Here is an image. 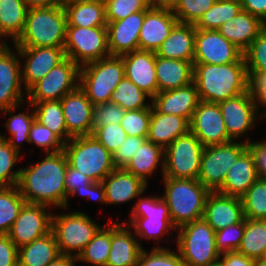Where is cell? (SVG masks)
<instances>
[{
	"instance_id": "obj_1",
	"label": "cell",
	"mask_w": 266,
	"mask_h": 266,
	"mask_svg": "<svg viewBox=\"0 0 266 266\" xmlns=\"http://www.w3.org/2000/svg\"><path fill=\"white\" fill-rule=\"evenodd\" d=\"M68 161L62 151L46 153L37 164L20 168L18 188L26 203L63 209L67 204L65 173Z\"/></svg>"
},
{
	"instance_id": "obj_2",
	"label": "cell",
	"mask_w": 266,
	"mask_h": 266,
	"mask_svg": "<svg viewBox=\"0 0 266 266\" xmlns=\"http://www.w3.org/2000/svg\"><path fill=\"white\" fill-rule=\"evenodd\" d=\"M193 83L199 99L219 103L250 89L245 61L229 64L193 63Z\"/></svg>"
},
{
	"instance_id": "obj_3",
	"label": "cell",
	"mask_w": 266,
	"mask_h": 266,
	"mask_svg": "<svg viewBox=\"0 0 266 266\" xmlns=\"http://www.w3.org/2000/svg\"><path fill=\"white\" fill-rule=\"evenodd\" d=\"M66 26L62 6L29 8L24 30L13 46L64 48Z\"/></svg>"
},
{
	"instance_id": "obj_4",
	"label": "cell",
	"mask_w": 266,
	"mask_h": 266,
	"mask_svg": "<svg viewBox=\"0 0 266 266\" xmlns=\"http://www.w3.org/2000/svg\"><path fill=\"white\" fill-rule=\"evenodd\" d=\"M163 180L165 192L161 197L167 203L176 228L203 218L210 191L198 179L163 177Z\"/></svg>"
},
{
	"instance_id": "obj_5",
	"label": "cell",
	"mask_w": 266,
	"mask_h": 266,
	"mask_svg": "<svg viewBox=\"0 0 266 266\" xmlns=\"http://www.w3.org/2000/svg\"><path fill=\"white\" fill-rule=\"evenodd\" d=\"M63 152L70 167L99 184L115 169L112 154L93 135L71 138Z\"/></svg>"
},
{
	"instance_id": "obj_6",
	"label": "cell",
	"mask_w": 266,
	"mask_h": 266,
	"mask_svg": "<svg viewBox=\"0 0 266 266\" xmlns=\"http://www.w3.org/2000/svg\"><path fill=\"white\" fill-rule=\"evenodd\" d=\"M125 77L120 56H109L80 67L79 87L93 105L110 102L111 95Z\"/></svg>"
},
{
	"instance_id": "obj_7",
	"label": "cell",
	"mask_w": 266,
	"mask_h": 266,
	"mask_svg": "<svg viewBox=\"0 0 266 266\" xmlns=\"http://www.w3.org/2000/svg\"><path fill=\"white\" fill-rule=\"evenodd\" d=\"M176 230L177 250L185 266H209L218 262L215 231L203 218Z\"/></svg>"
},
{
	"instance_id": "obj_8",
	"label": "cell",
	"mask_w": 266,
	"mask_h": 266,
	"mask_svg": "<svg viewBox=\"0 0 266 266\" xmlns=\"http://www.w3.org/2000/svg\"><path fill=\"white\" fill-rule=\"evenodd\" d=\"M145 191L138 197V201L133 205L130 211L129 222H125L132 227L136 237L146 240H156L177 229L173 224L169 213L167 203L161 196L141 197ZM129 223V224H128Z\"/></svg>"
},
{
	"instance_id": "obj_9",
	"label": "cell",
	"mask_w": 266,
	"mask_h": 266,
	"mask_svg": "<svg viewBox=\"0 0 266 266\" xmlns=\"http://www.w3.org/2000/svg\"><path fill=\"white\" fill-rule=\"evenodd\" d=\"M101 227L80 211L52 215L51 231L61 255L77 258Z\"/></svg>"
},
{
	"instance_id": "obj_10",
	"label": "cell",
	"mask_w": 266,
	"mask_h": 266,
	"mask_svg": "<svg viewBox=\"0 0 266 266\" xmlns=\"http://www.w3.org/2000/svg\"><path fill=\"white\" fill-rule=\"evenodd\" d=\"M240 141L204 147L197 179L210 192H216L223 185L229 169L251 142L249 137Z\"/></svg>"
},
{
	"instance_id": "obj_11",
	"label": "cell",
	"mask_w": 266,
	"mask_h": 266,
	"mask_svg": "<svg viewBox=\"0 0 266 266\" xmlns=\"http://www.w3.org/2000/svg\"><path fill=\"white\" fill-rule=\"evenodd\" d=\"M64 50L66 58H70L79 67L111 56L107 27L66 26Z\"/></svg>"
},
{
	"instance_id": "obj_12",
	"label": "cell",
	"mask_w": 266,
	"mask_h": 266,
	"mask_svg": "<svg viewBox=\"0 0 266 266\" xmlns=\"http://www.w3.org/2000/svg\"><path fill=\"white\" fill-rule=\"evenodd\" d=\"M204 146L189 130L164 149L163 177L197 179Z\"/></svg>"
},
{
	"instance_id": "obj_13",
	"label": "cell",
	"mask_w": 266,
	"mask_h": 266,
	"mask_svg": "<svg viewBox=\"0 0 266 266\" xmlns=\"http://www.w3.org/2000/svg\"><path fill=\"white\" fill-rule=\"evenodd\" d=\"M79 73L80 67L66 58L27 91L28 102L61 100L79 86Z\"/></svg>"
},
{
	"instance_id": "obj_14",
	"label": "cell",
	"mask_w": 266,
	"mask_h": 266,
	"mask_svg": "<svg viewBox=\"0 0 266 266\" xmlns=\"http://www.w3.org/2000/svg\"><path fill=\"white\" fill-rule=\"evenodd\" d=\"M218 104L228 136L232 141L245 137L246 133L255 126L256 120L259 117L263 118L264 112L260 111L251 89Z\"/></svg>"
},
{
	"instance_id": "obj_15",
	"label": "cell",
	"mask_w": 266,
	"mask_h": 266,
	"mask_svg": "<svg viewBox=\"0 0 266 266\" xmlns=\"http://www.w3.org/2000/svg\"><path fill=\"white\" fill-rule=\"evenodd\" d=\"M50 208L43 204L23 205L8 233L18 249L51 232L53 214Z\"/></svg>"
},
{
	"instance_id": "obj_16",
	"label": "cell",
	"mask_w": 266,
	"mask_h": 266,
	"mask_svg": "<svg viewBox=\"0 0 266 266\" xmlns=\"http://www.w3.org/2000/svg\"><path fill=\"white\" fill-rule=\"evenodd\" d=\"M193 63L229 64L245 61L243 51L218 30L196 29Z\"/></svg>"
},
{
	"instance_id": "obj_17",
	"label": "cell",
	"mask_w": 266,
	"mask_h": 266,
	"mask_svg": "<svg viewBox=\"0 0 266 266\" xmlns=\"http://www.w3.org/2000/svg\"><path fill=\"white\" fill-rule=\"evenodd\" d=\"M190 131L204 147L231 142L218 103L199 101L189 122Z\"/></svg>"
},
{
	"instance_id": "obj_18",
	"label": "cell",
	"mask_w": 266,
	"mask_h": 266,
	"mask_svg": "<svg viewBox=\"0 0 266 266\" xmlns=\"http://www.w3.org/2000/svg\"><path fill=\"white\" fill-rule=\"evenodd\" d=\"M25 59L21 64L22 84L26 92L48 72L66 59L60 47H13Z\"/></svg>"
},
{
	"instance_id": "obj_19",
	"label": "cell",
	"mask_w": 266,
	"mask_h": 266,
	"mask_svg": "<svg viewBox=\"0 0 266 266\" xmlns=\"http://www.w3.org/2000/svg\"><path fill=\"white\" fill-rule=\"evenodd\" d=\"M15 50L8 45L0 53V111L23 104L27 96L23 94L27 92L22 86V59Z\"/></svg>"
},
{
	"instance_id": "obj_20",
	"label": "cell",
	"mask_w": 266,
	"mask_h": 266,
	"mask_svg": "<svg viewBox=\"0 0 266 266\" xmlns=\"http://www.w3.org/2000/svg\"><path fill=\"white\" fill-rule=\"evenodd\" d=\"M177 22L170 6L152 3L145 10L139 33V50L156 52Z\"/></svg>"
},
{
	"instance_id": "obj_21",
	"label": "cell",
	"mask_w": 266,
	"mask_h": 266,
	"mask_svg": "<svg viewBox=\"0 0 266 266\" xmlns=\"http://www.w3.org/2000/svg\"><path fill=\"white\" fill-rule=\"evenodd\" d=\"M147 184L124 168H115L100 183V202L120 205L133 201L147 189Z\"/></svg>"
},
{
	"instance_id": "obj_22",
	"label": "cell",
	"mask_w": 266,
	"mask_h": 266,
	"mask_svg": "<svg viewBox=\"0 0 266 266\" xmlns=\"http://www.w3.org/2000/svg\"><path fill=\"white\" fill-rule=\"evenodd\" d=\"M68 134L73 137L93 134L92 107L85 92L78 86L61 100Z\"/></svg>"
},
{
	"instance_id": "obj_23",
	"label": "cell",
	"mask_w": 266,
	"mask_h": 266,
	"mask_svg": "<svg viewBox=\"0 0 266 266\" xmlns=\"http://www.w3.org/2000/svg\"><path fill=\"white\" fill-rule=\"evenodd\" d=\"M203 219L216 232L245 219L240 197L210 192L205 201Z\"/></svg>"
},
{
	"instance_id": "obj_24",
	"label": "cell",
	"mask_w": 266,
	"mask_h": 266,
	"mask_svg": "<svg viewBox=\"0 0 266 266\" xmlns=\"http://www.w3.org/2000/svg\"><path fill=\"white\" fill-rule=\"evenodd\" d=\"M145 11L132 13L125 19L107 22L108 49L111 56H121L139 49V33Z\"/></svg>"
},
{
	"instance_id": "obj_25",
	"label": "cell",
	"mask_w": 266,
	"mask_h": 266,
	"mask_svg": "<svg viewBox=\"0 0 266 266\" xmlns=\"http://www.w3.org/2000/svg\"><path fill=\"white\" fill-rule=\"evenodd\" d=\"M120 57L124 62L125 77L136 84L152 99L158 93L155 73V52L138 49L123 54Z\"/></svg>"
},
{
	"instance_id": "obj_26",
	"label": "cell",
	"mask_w": 266,
	"mask_h": 266,
	"mask_svg": "<svg viewBox=\"0 0 266 266\" xmlns=\"http://www.w3.org/2000/svg\"><path fill=\"white\" fill-rule=\"evenodd\" d=\"M199 101L196 85L192 82L182 88L158 92L151 99V105L159 113L185 117L190 122Z\"/></svg>"
},
{
	"instance_id": "obj_27",
	"label": "cell",
	"mask_w": 266,
	"mask_h": 266,
	"mask_svg": "<svg viewBox=\"0 0 266 266\" xmlns=\"http://www.w3.org/2000/svg\"><path fill=\"white\" fill-rule=\"evenodd\" d=\"M133 234L125 223L111 224V249L106 266H137L143 247Z\"/></svg>"
},
{
	"instance_id": "obj_28",
	"label": "cell",
	"mask_w": 266,
	"mask_h": 266,
	"mask_svg": "<svg viewBox=\"0 0 266 266\" xmlns=\"http://www.w3.org/2000/svg\"><path fill=\"white\" fill-rule=\"evenodd\" d=\"M258 178L254 155L247 148L229 169L223 185L216 192L241 198Z\"/></svg>"
},
{
	"instance_id": "obj_29",
	"label": "cell",
	"mask_w": 266,
	"mask_h": 266,
	"mask_svg": "<svg viewBox=\"0 0 266 266\" xmlns=\"http://www.w3.org/2000/svg\"><path fill=\"white\" fill-rule=\"evenodd\" d=\"M195 35L194 24L177 22L170 31L168 38L155 52L156 56L193 63Z\"/></svg>"
},
{
	"instance_id": "obj_30",
	"label": "cell",
	"mask_w": 266,
	"mask_h": 266,
	"mask_svg": "<svg viewBox=\"0 0 266 266\" xmlns=\"http://www.w3.org/2000/svg\"><path fill=\"white\" fill-rule=\"evenodd\" d=\"M190 130L189 121L185 117L159 113L151 106V118L147 140L168 147L176 138Z\"/></svg>"
},
{
	"instance_id": "obj_31",
	"label": "cell",
	"mask_w": 266,
	"mask_h": 266,
	"mask_svg": "<svg viewBox=\"0 0 266 266\" xmlns=\"http://www.w3.org/2000/svg\"><path fill=\"white\" fill-rule=\"evenodd\" d=\"M265 26L257 17L241 10L220 26L218 31L244 52Z\"/></svg>"
},
{
	"instance_id": "obj_32",
	"label": "cell",
	"mask_w": 266,
	"mask_h": 266,
	"mask_svg": "<svg viewBox=\"0 0 266 266\" xmlns=\"http://www.w3.org/2000/svg\"><path fill=\"white\" fill-rule=\"evenodd\" d=\"M158 92L182 88L193 82V63L156 56Z\"/></svg>"
},
{
	"instance_id": "obj_33",
	"label": "cell",
	"mask_w": 266,
	"mask_h": 266,
	"mask_svg": "<svg viewBox=\"0 0 266 266\" xmlns=\"http://www.w3.org/2000/svg\"><path fill=\"white\" fill-rule=\"evenodd\" d=\"M160 166L162 176L164 171V149L155 143L146 140L124 168L127 172L134 174L148 185L149 176L156 172Z\"/></svg>"
},
{
	"instance_id": "obj_34",
	"label": "cell",
	"mask_w": 266,
	"mask_h": 266,
	"mask_svg": "<svg viewBox=\"0 0 266 266\" xmlns=\"http://www.w3.org/2000/svg\"><path fill=\"white\" fill-rule=\"evenodd\" d=\"M60 255L55 235L51 231L19 248L18 266H47Z\"/></svg>"
},
{
	"instance_id": "obj_35",
	"label": "cell",
	"mask_w": 266,
	"mask_h": 266,
	"mask_svg": "<svg viewBox=\"0 0 266 266\" xmlns=\"http://www.w3.org/2000/svg\"><path fill=\"white\" fill-rule=\"evenodd\" d=\"M28 9L25 0H0V40L8 37L14 43L19 38Z\"/></svg>"
},
{
	"instance_id": "obj_36",
	"label": "cell",
	"mask_w": 266,
	"mask_h": 266,
	"mask_svg": "<svg viewBox=\"0 0 266 266\" xmlns=\"http://www.w3.org/2000/svg\"><path fill=\"white\" fill-rule=\"evenodd\" d=\"M35 120L49 128L64 144L72 137L68 134L61 101L29 102Z\"/></svg>"
},
{
	"instance_id": "obj_37",
	"label": "cell",
	"mask_w": 266,
	"mask_h": 266,
	"mask_svg": "<svg viewBox=\"0 0 266 266\" xmlns=\"http://www.w3.org/2000/svg\"><path fill=\"white\" fill-rule=\"evenodd\" d=\"M67 26L99 27L106 26L104 0L73 4L65 8Z\"/></svg>"
},
{
	"instance_id": "obj_38",
	"label": "cell",
	"mask_w": 266,
	"mask_h": 266,
	"mask_svg": "<svg viewBox=\"0 0 266 266\" xmlns=\"http://www.w3.org/2000/svg\"><path fill=\"white\" fill-rule=\"evenodd\" d=\"M21 105L22 104L0 111L3 114L5 113L6 115L7 114L11 115V117H9V119L5 123L6 125L5 128H7L10 136H12V137H6L5 135H2L0 132V137L8 141L10 146L19 154L21 152V147H22V144L20 143L23 141H27L29 144V137H28L29 131L32 126V123L35 120V112L33 108L31 114L28 112L27 114L25 112L13 114L14 112H16L18 107L19 108L21 107Z\"/></svg>"
},
{
	"instance_id": "obj_39",
	"label": "cell",
	"mask_w": 266,
	"mask_h": 266,
	"mask_svg": "<svg viewBox=\"0 0 266 266\" xmlns=\"http://www.w3.org/2000/svg\"><path fill=\"white\" fill-rule=\"evenodd\" d=\"M237 251L254 260L264 256L266 251V220L245 218V232Z\"/></svg>"
},
{
	"instance_id": "obj_40",
	"label": "cell",
	"mask_w": 266,
	"mask_h": 266,
	"mask_svg": "<svg viewBox=\"0 0 266 266\" xmlns=\"http://www.w3.org/2000/svg\"><path fill=\"white\" fill-rule=\"evenodd\" d=\"M76 258L77 261L94 266H106L111 249V225L106 222ZM110 226V227H107Z\"/></svg>"
},
{
	"instance_id": "obj_41",
	"label": "cell",
	"mask_w": 266,
	"mask_h": 266,
	"mask_svg": "<svg viewBox=\"0 0 266 266\" xmlns=\"http://www.w3.org/2000/svg\"><path fill=\"white\" fill-rule=\"evenodd\" d=\"M26 203L18 186H0V235H8Z\"/></svg>"
},
{
	"instance_id": "obj_42",
	"label": "cell",
	"mask_w": 266,
	"mask_h": 266,
	"mask_svg": "<svg viewBox=\"0 0 266 266\" xmlns=\"http://www.w3.org/2000/svg\"><path fill=\"white\" fill-rule=\"evenodd\" d=\"M241 10L240 0H216L195 24V28L218 30L220 26L236 16Z\"/></svg>"
},
{
	"instance_id": "obj_43",
	"label": "cell",
	"mask_w": 266,
	"mask_h": 266,
	"mask_svg": "<svg viewBox=\"0 0 266 266\" xmlns=\"http://www.w3.org/2000/svg\"><path fill=\"white\" fill-rule=\"evenodd\" d=\"M147 98L151 100L136 84L124 77L113 91L110 102L120 105L126 111L139 110L151 108V101L147 103Z\"/></svg>"
},
{
	"instance_id": "obj_44",
	"label": "cell",
	"mask_w": 266,
	"mask_h": 266,
	"mask_svg": "<svg viewBox=\"0 0 266 266\" xmlns=\"http://www.w3.org/2000/svg\"><path fill=\"white\" fill-rule=\"evenodd\" d=\"M65 187L67 204L64 209L69 205V196H77L76 194L100 202V184L93 182L85 174L70 167L69 165H67V171L65 173Z\"/></svg>"
},
{
	"instance_id": "obj_45",
	"label": "cell",
	"mask_w": 266,
	"mask_h": 266,
	"mask_svg": "<svg viewBox=\"0 0 266 266\" xmlns=\"http://www.w3.org/2000/svg\"><path fill=\"white\" fill-rule=\"evenodd\" d=\"M241 201L245 218L266 220V178L259 177Z\"/></svg>"
},
{
	"instance_id": "obj_46",
	"label": "cell",
	"mask_w": 266,
	"mask_h": 266,
	"mask_svg": "<svg viewBox=\"0 0 266 266\" xmlns=\"http://www.w3.org/2000/svg\"><path fill=\"white\" fill-rule=\"evenodd\" d=\"M249 80L266 72V26L243 52Z\"/></svg>"
},
{
	"instance_id": "obj_47",
	"label": "cell",
	"mask_w": 266,
	"mask_h": 266,
	"mask_svg": "<svg viewBox=\"0 0 266 266\" xmlns=\"http://www.w3.org/2000/svg\"><path fill=\"white\" fill-rule=\"evenodd\" d=\"M216 0H175L170 6L178 22L196 24Z\"/></svg>"
},
{
	"instance_id": "obj_48",
	"label": "cell",
	"mask_w": 266,
	"mask_h": 266,
	"mask_svg": "<svg viewBox=\"0 0 266 266\" xmlns=\"http://www.w3.org/2000/svg\"><path fill=\"white\" fill-rule=\"evenodd\" d=\"M19 153L8 141L0 137V186H16L20 178V168L13 170L18 162Z\"/></svg>"
},
{
	"instance_id": "obj_49",
	"label": "cell",
	"mask_w": 266,
	"mask_h": 266,
	"mask_svg": "<svg viewBox=\"0 0 266 266\" xmlns=\"http://www.w3.org/2000/svg\"><path fill=\"white\" fill-rule=\"evenodd\" d=\"M175 252L161 246L153 247L150 252L143 248L137 266H185L179 251Z\"/></svg>"
},
{
	"instance_id": "obj_50",
	"label": "cell",
	"mask_w": 266,
	"mask_h": 266,
	"mask_svg": "<svg viewBox=\"0 0 266 266\" xmlns=\"http://www.w3.org/2000/svg\"><path fill=\"white\" fill-rule=\"evenodd\" d=\"M107 22L125 19L132 13L145 11L151 0H104Z\"/></svg>"
},
{
	"instance_id": "obj_51",
	"label": "cell",
	"mask_w": 266,
	"mask_h": 266,
	"mask_svg": "<svg viewBox=\"0 0 266 266\" xmlns=\"http://www.w3.org/2000/svg\"><path fill=\"white\" fill-rule=\"evenodd\" d=\"M29 144L34 143L45 153L60 152L64 143L46 126L34 120L29 131Z\"/></svg>"
},
{
	"instance_id": "obj_52",
	"label": "cell",
	"mask_w": 266,
	"mask_h": 266,
	"mask_svg": "<svg viewBox=\"0 0 266 266\" xmlns=\"http://www.w3.org/2000/svg\"><path fill=\"white\" fill-rule=\"evenodd\" d=\"M151 108L128 110L120 125L128 136L148 137Z\"/></svg>"
},
{
	"instance_id": "obj_53",
	"label": "cell",
	"mask_w": 266,
	"mask_h": 266,
	"mask_svg": "<svg viewBox=\"0 0 266 266\" xmlns=\"http://www.w3.org/2000/svg\"><path fill=\"white\" fill-rule=\"evenodd\" d=\"M245 232V219L215 232L216 249L219 254L237 251Z\"/></svg>"
},
{
	"instance_id": "obj_54",
	"label": "cell",
	"mask_w": 266,
	"mask_h": 266,
	"mask_svg": "<svg viewBox=\"0 0 266 266\" xmlns=\"http://www.w3.org/2000/svg\"><path fill=\"white\" fill-rule=\"evenodd\" d=\"M111 154L119 149L128 136L120 124L93 126L92 134Z\"/></svg>"
},
{
	"instance_id": "obj_55",
	"label": "cell",
	"mask_w": 266,
	"mask_h": 266,
	"mask_svg": "<svg viewBox=\"0 0 266 266\" xmlns=\"http://www.w3.org/2000/svg\"><path fill=\"white\" fill-rule=\"evenodd\" d=\"M126 110L120 105L112 102L93 105L92 121L93 126H105L108 124H120Z\"/></svg>"
},
{
	"instance_id": "obj_56",
	"label": "cell",
	"mask_w": 266,
	"mask_h": 266,
	"mask_svg": "<svg viewBox=\"0 0 266 266\" xmlns=\"http://www.w3.org/2000/svg\"><path fill=\"white\" fill-rule=\"evenodd\" d=\"M146 140V137L127 136L119 149L112 153L115 168H125Z\"/></svg>"
},
{
	"instance_id": "obj_57",
	"label": "cell",
	"mask_w": 266,
	"mask_h": 266,
	"mask_svg": "<svg viewBox=\"0 0 266 266\" xmlns=\"http://www.w3.org/2000/svg\"><path fill=\"white\" fill-rule=\"evenodd\" d=\"M18 252L8 235H0V266H18Z\"/></svg>"
},
{
	"instance_id": "obj_58",
	"label": "cell",
	"mask_w": 266,
	"mask_h": 266,
	"mask_svg": "<svg viewBox=\"0 0 266 266\" xmlns=\"http://www.w3.org/2000/svg\"><path fill=\"white\" fill-rule=\"evenodd\" d=\"M250 89L257 105L266 108V72L256 73L250 79ZM266 112V109L264 110Z\"/></svg>"
},
{
	"instance_id": "obj_59",
	"label": "cell",
	"mask_w": 266,
	"mask_h": 266,
	"mask_svg": "<svg viewBox=\"0 0 266 266\" xmlns=\"http://www.w3.org/2000/svg\"><path fill=\"white\" fill-rule=\"evenodd\" d=\"M248 148L254 155L256 170L261 178H266V139L262 142H250Z\"/></svg>"
},
{
	"instance_id": "obj_60",
	"label": "cell",
	"mask_w": 266,
	"mask_h": 266,
	"mask_svg": "<svg viewBox=\"0 0 266 266\" xmlns=\"http://www.w3.org/2000/svg\"><path fill=\"white\" fill-rule=\"evenodd\" d=\"M255 260L238 251L220 254L218 263L220 266H254Z\"/></svg>"
},
{
	"instance_id": "obj_61",
	"label": "cell",
	"mask_w": 266,
	"mask_h": 266,
	"mask_svg": "<svg viewBox=\"0 0 266 266\" xmlns=\"http://www.w3.org/2000/svg\"><path fill=\"white\" fill-rule=\"evenodd\" d=\"M243 11L249 12L266 25V0H240Z\"/></svg>"
},
{
	"instance_id": "obj_62",
	"label": "cell",
	"mask_w": 266,
	"mask_h": 266,
	"mask_svg": "<svg viewBox=\"0 0 266 266\" xmlns=\"http://www.w3.org/2000/svg\"><path fill=\"white\" fill-rule=\"evenodd\" d=\"M28 8L61 6V0H25Z\"/></svg>"
},
{
	"instance_id": "obj_63",
	"label": "cell",
	"mask_w": 266,
	"mask_h": 266,
	"mask_svg": "<svg viewBox=\"0 0 266 266\" xmlns=\"http://www.w3.org/2000/svg\"><path fill=\"white\" fill-rule=\"evenodd\" d=\"M76 258L68 255H60L47 266H75Z\"/></svg>"
},
{
	"instance_id": "obj_64",
	"label": "cell",
	"mask_w": 266,
	"mask_h": 266,
	"mask_svg": "<svg viewBox=\"0 0 266 266\" xmlns=\"http://www.w3.org/2000/svg\"><path fill=\"white\" fill-rule=\"evenodd\" d=\"M94 1H100V0H61V6L63 8H66L67 6H70L73 4H82V3L94 2Z\"/></svg>"
},
{
	"instance_id": "obj_65",
	"label": "cell",
	"mask_w": 266,
	"mask_h": 266,
	"mask_svg": "<svg viewBox=\"0 0 266 266\" xmlns=\"http://www.w3.org/2000/svg\"><path fill=\"white\" fill-rule=\"evenodd\" d=\"M175 0H151L154 5L171 6Z\"/></svg>"
},
{
	"instance_id": "obj_66",
	"label": "cell",
	"mask_w": 266,
	"mask_h": 266,
	"mask_svg": "<svg viewBox=\"0 0 266 266\" xmlns=\"http://www.w3.org/2000/svg\"><path fill=\"white\" fill-rule=\"evenodd\" d=\"M254 266H266V259H264L263 257L256 259L254 262Z\"/></svg>"
},
{
	"instance_id": "obj_67",
	"label": "cell",
	"mask_w": 266,
	"mask_h": 266,
	"mask_svg": "<svg viewBox=\"0 0 266 266\" xmlns=\"http://www.w3.org/2000/svg\"><path fill=\"white\" fill-rule=\"evenodd\" d=\"M8 46L7 41L5 39L2 41L0 40V53Z\"/></svg>"
},
{
	"instance_id": "obj_68",
	"label": "cell",
	"mask_w": 266,
	"mask_h": 266,
	"mask_svg": "<svg viewBox=\"0 0 266 266\" xmlns=\"http://www.w3.org/2000/svg\"><path fill=\"white\" fill-rule=\"evenodd\" d=\"M209 266H220V264L217 262V263L209 265Z\"/></svg>"
}]
</instances>
